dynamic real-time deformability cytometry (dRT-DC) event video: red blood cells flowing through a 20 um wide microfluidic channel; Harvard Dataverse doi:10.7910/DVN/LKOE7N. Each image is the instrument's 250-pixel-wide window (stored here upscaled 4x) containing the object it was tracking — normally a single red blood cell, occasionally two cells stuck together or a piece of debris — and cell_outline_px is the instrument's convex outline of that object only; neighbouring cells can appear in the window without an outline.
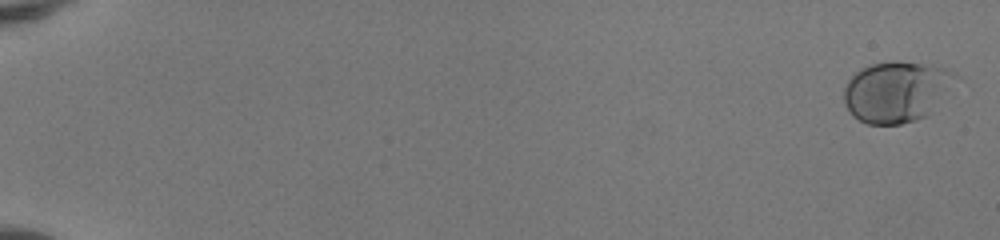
{"species": "human", "species_latin": "Homo sapiens", "temperature_condition": "room temperature", "stored_images_in_passage": 53, "camera_frame_rate_fps": 3000, "um_per_image_px": 0.085, "donor": {"sex": "female"}, "frame": {"image": 1, "passage_image": 2, "time_ms": 0.333, "image_size_px": [1000, 240], "cell_outline_px": [[948, 72], [928, 116], [900, 124], [868, 124], [852, 116], [844, 104], [844, 88], [848, 80], [856, 72], [872, 64], [896, 60], [944, 68]], "centroid_in_image_um": [75.93, 7.82], "position_along_channel_um": 9.1, "area_um2": 37.11}}
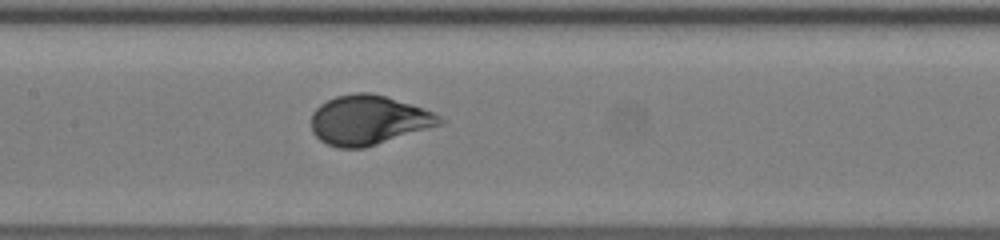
{"frame": {"image": 2, "passage_image": 29, "time_ms": 9.333, "image_size_px": [1000, 240], "cell_outline_px": [[448, 120], [440, 124], [364, 148], [336, 148], [320, 140], [312, 132], [312, 112], [320, 104], [336, 96], [352, 92], [368, 92], [384, 96], [412, 104], [432, 112]], "centroid_in_image_um": [31.29, 10.2], "position_along_channel_um": 176.1, "area_um2": 36.76}}
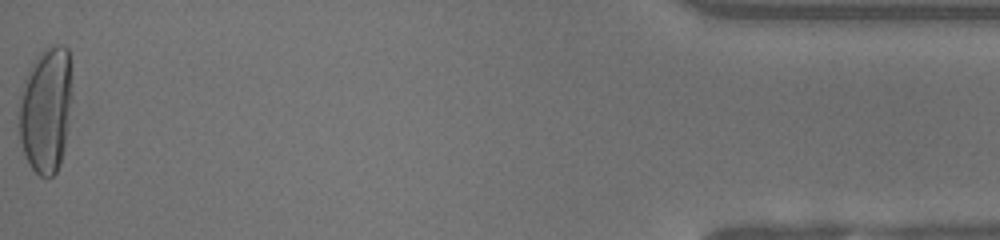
{"frame": {"image": 3, "passage_image": 53, "time_ms": 17.333, "image_size_px": [1000, 240], "cell_outline_px": [[72, 100], [64, 148], [60, 164], [56, 172], [52, 176], [40, 176], [28, 164], [20, 140], [20, 96], [24, 80], [36, 56], [48, 44], [60, 44], [68, 48], [72, 96]], "centroid_in_image_um": [3.92, 9.29], "position_along_channel_um": 431.3, "area_um2": 39.02}, "authors_computed_cell_mechanics": {"area_um2": 35.7204, "velocity_mm_per_s": 4.1483, "shape_relaxation_time_tau1_ms": 4.0478, "shape_relaxation_time_tau2_ms": null, "deformation_change_tau1": 0.1821, "deformation_change_tau2": null}}